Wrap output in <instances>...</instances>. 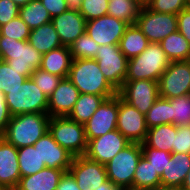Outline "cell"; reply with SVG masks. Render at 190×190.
I'll list each match as a JSON object with an SVG mask.
<instances>
[{"label":"cell","mask_w":190,"mask_h":190,"mask_svg":"<svg viewBox=\"0 0 190 190\" xmlns=\"http://www.w3.org/2000/svg\"><path fill=\"white\" fill-rule=\"evenodd\" d=\"M173 153L190 154V125L177 126Z\"/></svg>","instance_id":"42"},{"label":"cell","mask_w":190,"mask_h":190,"mask_svg":"<svg viewBox=\"0 0 190 190\" xmlns=\"http://www.w3.org/2000/svg\"><path fill=\"white\" fill-rule=\"evenodd\" d=\"M30 32L31 29L19 16L0 26V36L10 37L15 40L28 41Z\"/></svg>","instance_id":"38"},{"label":"cell","mask_w":190,"mask_h":190,"mask_svg":"<svg viewBox=\"0 0 190 190\" xmlns=\"http://www.w3.org/2000/svg\"><path fill=\"white\" fill-rule=\"evenodd\" d=\"M160 45L171 62L190 60V43L178 30L165 37Z\"/></svg>","instance_id":"29"},{"label":"cell","mask_w":190,"mask_h":190,"mask_svg":"<svg viewBox=\"0 0 190 190\" xmlns=\"http://www.w3.org/2000/svg\"><path fill=\"white\" fill-rule=\"evenodd\" d=\"M52 24L63 46H70L79 36L86 32V20L78 8H70L52 18Z\"/></svg>","instance_id":"18"},{"label":"cell","mask_w":190,"mask_h":190,"mask_svg":"<svg viewBox=\"0 0 190 190\" xmlns=\"http://www.w3.org/2000/svg\"><path fill=\"white\" fill-rule=\"evenodd\" d=\"M110 97L113 96H100L80 93V96L68 117L80 124L85 125L86 122L94 115L102 102Z\"/></svg>","instance_id":"27"},{"label":"cell","mask_w":190,"mask_h":190,"mask_svg":"<svg viewBox=\"0 0 190 190\" xmlns=\"http://www.w3.org/2000/svg\"><path fill=\"white\" fill-rule=\"evenodd\" d=\"M130 142L117 130L91 139L87 142L85 156L100 164H106Z\"/></svg>","instance_id":"16"},{"label":"cell","mask_w":190,"mask_h":190,"mask_svg":"<svg viewBox=\"0 0 190 190\" xmlns=\"http://www.w3.org/2000/svg\"><path fill=\"white\" fill-rule=\"evenodd\" d=\"M72 60L69 46H61L43 54L40 68L62 78H68Z\"/></svg>","instance_id":"24"},{"label":"cell","mask_w":190,"mask_h":190,"mask_svg":"<svg viewBox=\"0 0 190 190\" xmlns=\"http://www.w3.org/2000/svg\"><path fill=\"white\" fill-rule=\"evenodd\" d=\"M17 150L21 177L33 175L46 167L44 162H41L38 149H35L33 145Z\"/></svg>","instance_id":"32"},{"label":"cell","mask_w":190,"mask_h":190,"mask_svg":"<svg viewBox=\"0 0 190 190\" xmlns=\"http://www.w3.org/2000/svg\"><path fill=\"white\" fill-rule=\"evenodd\" d=\"M30 78L47 98L54 92L62 79V77L48 73L41 68H38Z\"/></svg>","instance_id":"37"},{"label":"cell","mask_w":190,"mask_h":190,"mask_svg":"<svg viewBox=\"0 0 190 190\" xmlns=\"http://www.w3.org/2000/svg\"><path fill=\"white\" fill-rule=\"evenodd\" d=\"M171 154L167 151H160L153 148H142V155L150 162L160 177L171 159Z\"/></svg>","instance_id":"41"},{"label":"cell","mask_w":190,"mask_h":190,"mask_svg":"<svg viewBox=\"0 0 190 190\" xmlns=\"http://www.w3.org/2000/svg\"><path fill=\"white\" fill-rule=\"evenodd\" d=\"M171 124L190 125V94L171 99Z\"/></svg>","instance_id":"35"},{"label":"cell","mask_w":190,"mask_h":190,"mask_svg":"<svg viewBox=\"0 0 190 190\" xmlns=\"http://www.w3.org/2000/svg\"><path fill=\"white\" fill-rule=\"evenodd\" d=\"M68 79L82 94L100 96L118 94L105 79L95 59H73Z\"/></svg>","instance_id":"2"},{"label":"cell","mask_w":190,"mask_h":190,"mask_svg":"<svg viewBox=\"0 0 190 190\" xmlns=\"http://www.w3.org/2000/svg\"><path fill=\"white\" fill-rule=\"evenodd\" d=\"M67 2L71 8H78L82 0H67Z\"/></svg>","instance_id":"50"},{"label":"cell","mask_w":190,"mask_h":190,"mask_svg":"<svg viewBox=\"0 0 190 190\" xmlns=\"http://www.w3.org/2000/svg\"><path fill=\"white\" fill-rule=\"evenodd\" d=\"M109 0H82L78 7L86 21L107 15Z\"/></svg>","instance_id":"40"},{"label":"cell","mask_w":190,"mask_h":190,"mask_svg":"<svg viewBox=\"0 0 190 190\" xmlns=\"http://www.w3.org/2000/svg\"><path fill=\"white\" fill-rule=\"evenodd\" d=\"M118 94L141 114L146 115L159 98L158 82L153 80L125 81Z\"/></svg>","instance_id":"11"},{"label":"cell","mask_w":190,"mask_h":190,"mask_svg":"<svg viewBox=\"0 0 190 190\" xmlns=\"http://www.w3.org/2000/svg\"><path fill=\"white\" fill-rule=\"evenodd\" d=\"M141 156V144L130 143L105 164L108 179L122 190H133V178Z\"/></svg>","instance_id":"6"},{"label":"cell","mask_w":190,"mask_h":190,"mask_svg":"<svg viewBox=\"0 0 190 190\" xmlns=\"http://www.w3.org/2000/svg\"><path fill=\"white\" fill-rule=\"evenodd\" d=\"M149 42L160 43L169 34L177 31V15L157 13L145 4L141 7L135 23Z\"/></svg>","instance_id":"9"},{"label":"cell","mask_w":190,"mask_h":190,"mask_svg":"<svg viewBox=\"0 0 190 190\" xmlns=\"http://www.w3.org/2000/svg\"><path fill=\"white\" fill-rule=\"evenodd\" d=\"M79 96L80 92L72 82L68 78H62L48 98V115L50 117L68 116Z\"/></svg>","instance_id":"20"},{"label":"cell","mask_w":190,"mask_h":190,"mask_svg":"<svg viewBox=\"0 0 190 190\" xmlns=\"http://www.w3.org/2000/svg\"><path fill=\"white\" fill-rule=\"evenodd\" d=\"M177 30L190 43V5L177 14Z\"/></svg>","instance_id":"44"},{"label":"cell","mask_w":190,"mask_h":190,"mask_svg":"<svg viewBox=\"0 0 190 190\" xmlns=\"http://www.w3.org/2000/svg\"><path fill=\"white\" fill-rule=\"evenodd\" d=\"M161 189V177L150 162L142 155L133 178V190Z\"/></svg>","instance_id":"28"},{"label":"cell","mask_w":190,"mask_h":190,"mask_svg":"<svg viewBox=\"0 0 190 190\" xmlns=\"http://www.w3.org/2000/svg\"><path fill=\"white\" fill-rule=\"evenodd\" d=\"M40 1L47 9V11L50 13L52 18L60 15L61 13L71 8L67 0H40Z\"/></svg>","instance_id":"45"},{"label":"cell","mask_w":190,"mask_h":190,"mask_svg":"<svg viewBox=\"0 0 190 190\" xmlns=\"http://www.w3.org/2000/svg\"><path fill=\"white\" fill-rule=\"evenodd\" d=\"M20 7L11 0H0V26L19 16Z\"/></svg>","instance_id":"43"},{"label":"cell","mask_w":190,"mask_h":190,"mask_svg":"<svg viewBox=\"0 0 190 190\" xmlns=\"http://www.w3.org/2000/svg\"><path fill=\"white\" fill-rule=\"evenodd\" d=\"M143 4L141 0H109L107 15L133 25Z\"/></svg>","instance_id":"30"},{"label":"cell","mask_w":190,"mask_h":190,"mask_svg":"<svg viewBox=\"0 0 190 190\" xmlns=\"http://www.w3.org/2000/svg\"><path fill=\"white\" fill-rule=\"evenodd\" d=\"M27 78L24 75L19 74L14 68L3 60H0V91L5 95L7 90L21 86Z\"/></svg>","instance_id":"36"},{"label":"cell","mask_w":190,"mask_h":190,"mask_svg":"<svg viewBox=\"0 0 190 190\" xmlns=\"http://www.w3.org/2000/svg\"><path fill=\"white\" fill-rule=\"evenodd\" d=\"M180 190H190V171L187 174V176L185 177V180H184Z\"/></svg>","instance_id":"49"},{"label":"cell","mask_w":190,"mask_h":190,"mask_svg":"<svg viewBox=\"0 0 190 190\" xmlns=\"http://www.w3.org/2000/svg\"><path fill=\"white\" fill-rule=\"evenodd\" d=\"M158 190H180V189H172V188H161V189H158Z\"/></svg>","instance_id":"52"},{"label":"cell","mask_w":190,"mask_h":190,"mask_svg":"<svg viewBox=\"0 0 190 190\" xmlns=\"http://www.w3.org/2000/svg\"><path fill=\"white\" fill-rule=\"evenodd\" d=\"M119 94L105 99L94 115L86 122L87 142L117 129Z\"/></svg>","instance_id":"12"},{"label":"cell","mask_w":190,"mask_h":190,"mask_svg":"<svg viewBox=\"0 0 190 190\" xmlns=\"http://www.w3.org/2000/svg\"><path fill=\"white\" fill-rule=\"evenodd\" d=\"M170 63L160 43L150 42L140 55L128 60L125 81L153 80L158 82Z\"/></svg>","instance_id":"3"},{"label":"cell","mask_w":190,"mask_h":190,"mask_svg":"<svg viewBox=\"0 0 190 190\" xmlns=\"http://www.w3.org/2000/svg\"><path fill=\"white\" fill-rule=\"evenodd\" d=\"M129 26L123 20L113 16L105 15L86 22L87 34L98 45H119L120 40Z\"/></svg>","instance_id":"15"},{"label":"cell","mask_w":190,"mask_h":190,"mask_svg":"<svg viewBox=\"0 0 190 190\" xmlns=\"http://www.w3.org/2000/svg\"><path fill=\"white\" fill-rule=\"evenodd\" d=\"M171 99L159 97L145 115L147 128L171 124Z\"/></svg>","instance_id":"33"},{"label":"cell","mask_w":190,"mask_h":190,"mask_svg":"<svg viewBox=\"0 0 190 190\" xmlns=\"http://www.w3.org/2000/svg\"><path fill=\"white\" fill-rule=\"evenodd\" d=\"M0 190H10V189H7V188H0Z\"/></svg>","instance_id":"53"},{"label":"cell","mask_w":190,"mask_h":190,"mask_svg":"<svg viewBox=\"0 0 190 190\" xmlns=\"http://www.w3.org/2000/svg\"><path fill=\"white\" fill-rule=\"evenodd\" d=\"M56 190H81V189L78 187L75 178L68 171L64 172V174L61 176Z\"/></svg>","instance_id":"47"},{"label":"cell","mask_w":190,"mask_h":190,"mask_svg":"<svg viewBox=\"0 0 190 190\" xmlns=\"http://www.w3.org/2000/svg\"><path fill=\"white\" fill-rule=\"evenodd\" d=\"M98 45L88 34L84 32L69 46L72 59H95Z\"/></svg>","instance_id":"34"},{"label":"cell","mask_w":190,"mask_h":190,"mask_svg":"<svg viewBox=\"0 0 190 190\" xmlns=\"http://www.w3.org/2000/svg\"><path fill=\"white\" fill-rule=\"evenodd\" d=\"M176 134L177 126L174 124H164L149 128L141 148H153L173 153Z\"/></svg>","instance_id":"23"},{"label":"cell","mask_w":190,"mask_h":190,"mask_svg":"<svg viewBox=\"0 0 190 190\" xmlns=\"http://www.w3.org/2000/svg\"><path fill=\"white\" fill-rule=\"evenodd\" d=\"M38 149L41 162L51 169H60L65 172L69 171L73 156L65 149L58 145L52 135L47 132L34 145Z\"/></svg>","instance_id":"17"},{"label":"cell","mask_w":190,"mask_h":190,"mask_svg":"<svg viewBox=\"0 0 190 190\" xmlns=\"http://www.w3.org/2000/svg\"><path fill=\"white\" fill-rule=\"evenodd\" d=\"M95 190H122L121 188L117 187L116 185H114L109 179L101 184L98 188H96Z\"/></svg>","instance_id":"48"},{"label":"cell","mask_w":190,"mask_h":190,"mask_svg":"<svg viewBox=\"0 0 190 190\" xmlns=\"http://www.w3.org/2000/svg\"><path fill=\"white\" fill-rule=\"evenodd\" d=\"M159 97L172 99L190 94V60L173 61L158 80Z\"/></svg>","instance_id":"10"},{"label":"cell","mask_w":190,"mask_h":190,"mask_svg":"<svg viewBox=\"0 0 190 190\" xmlns=\"http://www.w3.org/2000/svg\"><path fill=\"white\" fill-rule=\"evenodd\" d=\"M150 42L136 24L129 25L119 43L121 52L129 60L140 55Z\"/></svg>","instance_id":"26"},{"label":"cell","mask_w":190,"mask_h":190,"mask_svg":"<svg viewBox=\"0 0 190 190\" xmlns=\"http://www.w3.org/2000/svg\"><path fill=\"white\" fill-rule=\"evenodd\" d=\"M117 130L130 142L142 144L148 128L145 115L124 101L119 95Z\"/></svg>","instance_id":"13"},{"label":"cell","mask_w":190,"mask_h":190,"mask_svg":"<svg viewBox=\"0 0 190 190\" xmlns=\"http://www.w3.org/2000/svg\"><path fill=\"white\" fill-rule=\"evenodd\" d=\"M64 172L45 167L33 175L21 177L15 190H56Z\"/></svg>","instance_id":"22"},{"label":"cell","mask_w":190,"mask_h":190,"mask_svg":"<svg viewBox=\"0 0 190 190\" xmlns=\"http://www.w3.org/2000/svg\"><path fill=\"white\" fill-rule=\"evenodd\" d=\"M19 17L31 30L52 20L50 13L40 0H31L27 5L20 7Z\"/></svg>","instance_id":"31"},{"label":"cell","mask_w":190,"mask_h":190,"mask_svg":"<svg viewBox=\"0 0 190 190\" xmlns=\"http://www.w3.org/2000/svg\"><path fill=\"white\" fill-rule=\"evenodd\" d=\"M11 1H13L19 7H23V6L27 5L31 0H11Z\"/></svg>","instance_id":"51"},{"label":"cell","mask_w":190,"mask_h":190,"mask_svg":"<svg viewBox=\"0 0 190 190\" xmlns=\"http://www.w3.org/2000/svg\"><path fill=\"white\" fill-rule=\"evenodd\" d=\"M144 4L154 12L175 15L190 5L188 0H146Z\"/></svg>","instance_id":"39"},{"label":"cell","mask_w":190,"mask_h":190,"mask_svg":"<svg viewBox=\"0 0 190 190\" xmlns=\"http://www.w3.org/2000/svg\"><path fill=\"white\" fill-rule=\"evenodd\" d=\"M97 50L95 60L107 82L118 92L125 82L128 59L119 45H101Z\"/></svg>","instance_id":"8"},{"label":"cell","mask_w":190,"mask_h":190,"mask_svg":"<svg viewBox=\"0 0 190 190\" xmlns=\"http://www.w3.org/2000/svg\"><path fill=\"white\" fill-rule=\"evenodd\" d=\"M190 171V154L172 153L161 175V188L180 189Z\"/></svg>","instance_id":"21"},{"label":"cell","mask_w":190,"mask_h":190,"mask_svg":"<svg viewBox=\"0 0 190 190\" xmlns=\"http://www.w3.org/2000/svg\"><path fill=\"white\" fill-rule=\"evenodd\" d=\"M11 117L12 115L10 114L6 103V96L2 91H0V136L6 130Z\"/></svg>","instance_id":"46"},{"label":"cell","mask_w":190,"mask_h":190,"mask_svg":"<svg viewBox=\"0 0 190 190\" xmlns=\"http://www.w3.org/2000/svg\"><path fill=\"white\" fill-rule=\"evenodd\" d=\"M20 178L18 150L0 136V188L15 190Z\"/></svg>","instance_id":"19"},{"label":"cell","mask_w":190,"mask_h":190,"mask_svg":"<svg viewBox=\"0 0 190 190\" xmlns=\"http://www.w3.org/2000/svg\"><path fill=\"white\" fill-rule=\"evenodd\" d=\"M69 172L81 190H95L108 180L105 165L85 155L73 157Z\"/></svg>","instance_id":"14"},{"label":"cell","mask_w":190,"mask_h":190,"mask_svg":"<svg viewBox=\"0 0 190 190\" xmlns=\"http://www.w3.org/2000/svg\"><path fill=\"white\" fill-rule=\"evenodd\" d=\"M50 116L46 113H23L12 116L1 135L17 149L34 145L48 132Z\"/></svg>","instance_id":"1"},{"label":"cell","mask_w":190,"mask_h":190,"mask_svg":"<svg viewBox=\"0 0 190 190\" xmlns=\"http://www.w3.org/2000/svg\"><path fill=\"white\" fill-rule=\"evenodd\" d=\"M48 132L55 142L65 148L73 157L85 155L87 139L83 124L68 116H54L49 119Z\"/></svg>","instance_id":"5"},{"label":"cell","mask_w":190,"mask_h":190,"mask_svg":"<svg viewBox=\"0 0 190 190\" xmlns=\"http://www.w3.org/2000/svg\"><path fill=\"white\" fill-rule=\"evenodd\" d=\"M28 42L42 55L63 46L52 22L32 29Z\"/></svg>","instance_id":"25"},{"label":"cell","mask_w":190,"mask_h":190,"mask_svg":"<svg viewBox=\"0 0 190 190\" xmlns=\"http://www.w3.org/2000/svg\"><path fill=\"white\" fill-rule=\"evenodd\" d=\"M1 60L27 79L41 66L42 54L28 41L0 36Z\"/></svg>","instance_id":"4"},{"label":"cell","mask_w":190,"mask_h":190,"mask_svg":"<svg viewBox=\"0 0 190 190\" xmlns=\"http://www.w3.org/2000/svg\"><path fill=\"white\" fill-rule=\"evenodd\" d=\"M6 103L12 116L23 113L48 114V98L28 78L21 86L7 90Z\"/></svg>","instance_id":"7"}]
</instances>
